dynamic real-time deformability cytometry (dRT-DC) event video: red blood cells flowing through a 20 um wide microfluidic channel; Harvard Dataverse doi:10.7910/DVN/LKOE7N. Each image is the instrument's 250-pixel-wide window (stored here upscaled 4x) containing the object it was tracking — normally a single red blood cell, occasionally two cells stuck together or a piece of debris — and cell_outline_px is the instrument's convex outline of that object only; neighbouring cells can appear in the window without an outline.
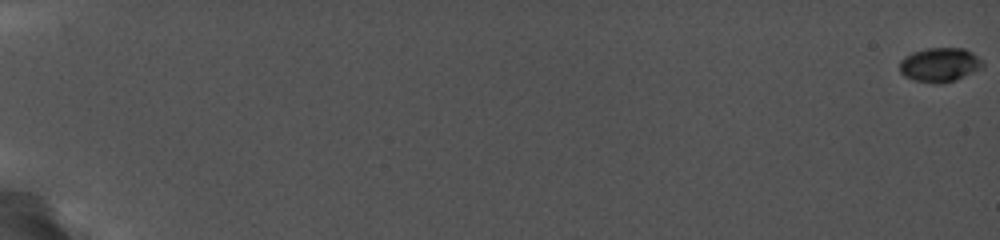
{"species": "common noctule bat (a hibernating species)", "species_latin": "Nyctalus noctula", "temperature_condition": "cold", "stored_images_in_passage": 46, "camera_frame_rate_fps": 5000, "um_per_image_px": 0.085, "animal": {"sex": "female", "body_mass_g": 19.0, "forearm_length_mm": 56.7}, "frame": {"image": 1, "passage_image": 1, "time_ms": 0.0, "image_size_px": [1000, 240], "cell_outline_px": [[984, 68], [956, 80], [940, 84], [936, 84], [916, 80], [904, 76], [900, 72], [900, 60], [904, 56], [912, 52], [924, 48], [964, 48], [972, 52], [984, 64]], "centroid_in_image_um": [79.88, 5.5], "position_along_channel_um": 5.1, "area_um2": 16.7}}
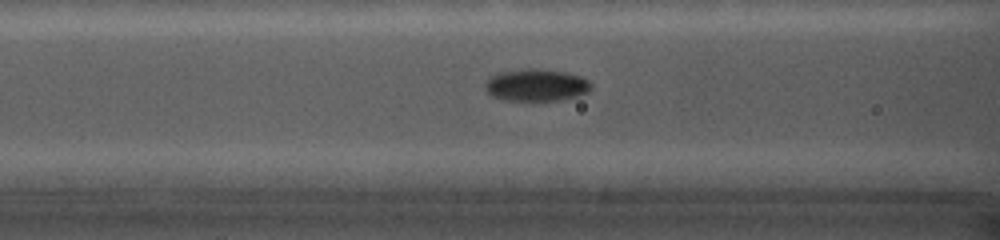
{"frame": {"image": 2, "passage_image": 26, "time_ms": 9.2, "image_size_px": [1000, 240], "cell_outline_px": [[592, 88], [588, 92], [576, 96], [560, 100], [508, 100], [492, 96], [484, 88], [484, 84], [496, 72], [524, 68], [536, 68], [568, 72], [580, 76], [588, 80], [592, 84]], "centroid_in_image_um": [45.59, 7.21], "position_along_channel_um": 121.0, "area_um2": 20.0}}
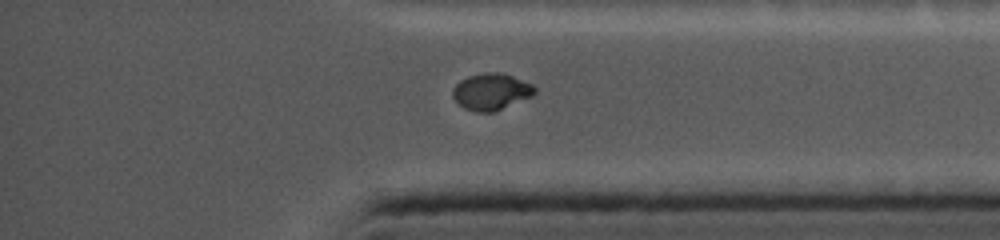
{"frame": {"image": 3, "passage_image": 46, "time_ms": 16.4, "image_size_px": [1000, 240], "cell_outline_px": [[536, 92], [532, 96], [492, 112], [476, 112], [464, 108], [452, 96], [452, 88], [460, 80], [468, 76], [484, 72], [504, 72], [532, 84], [536, 88]], "centroid_in_image_um": [41.75, 7.77], "position_along_channel_um": 393.5, "area_um2": 17.51}}